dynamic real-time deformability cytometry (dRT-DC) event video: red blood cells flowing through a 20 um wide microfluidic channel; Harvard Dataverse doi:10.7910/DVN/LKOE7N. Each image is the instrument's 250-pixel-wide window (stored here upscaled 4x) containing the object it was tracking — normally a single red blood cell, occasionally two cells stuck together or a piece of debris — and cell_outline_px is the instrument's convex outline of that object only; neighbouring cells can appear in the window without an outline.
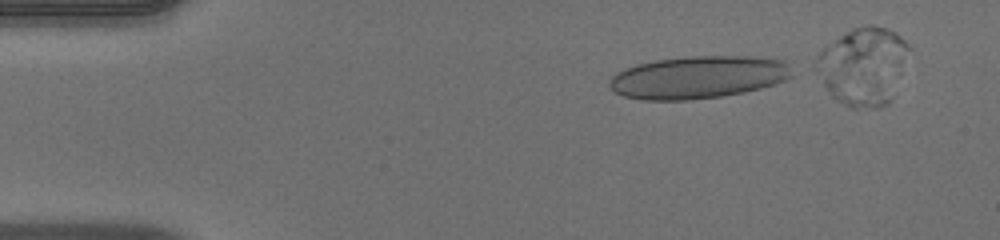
{"species": "human", "species_latin": "Homo sapiens", "temperature_condition": "warm", "stored_images_in_passage": 38, "segment_of_instrument_passage": [1, 2], "camera_frame_rate_fps": 3000, "um_per_image_px": 0.085, "donor": {"sex": "male"}, "frame": {"image": 1, "passage_image": 1, "time_ms": 0.0, "image_size_px": [1000, 240], "cell_outline_px": [[792, 76], [776, 84], [744, 92], [720, 96], [688, 100], [644, 100], [624, 96], [616, 92], [608, 84], [608, 80], [616, 72], [624, 68], [636, 64], [656, 60], [688, 56], [752, 56], [784, 60]], "centroid_in_image_um": [59.31, 6.56], "position_along_channel_um": 25.7, "area_um2": 45.26}}
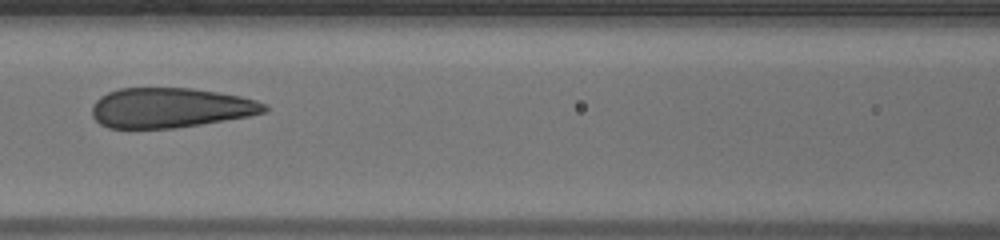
{"frame": {"image": 2, "passage_image": 16, "time_ms": 5.0, "image_size_px": [1000, 240], "cell_outline_px": [[268, 108], [264, 112], [248, 116], [176, 128], [108, 128], [100, 124], [92, 116], [92, 104], [100, 96], [108, 92], [120, 88], [192, 88], [220, 92], [240, 96], [256, 100], [268, 104]], "centroid_in_image_um": [14.46, 9.15], "position_along_channel_um": 152.1, "area_um2": 40.17}}
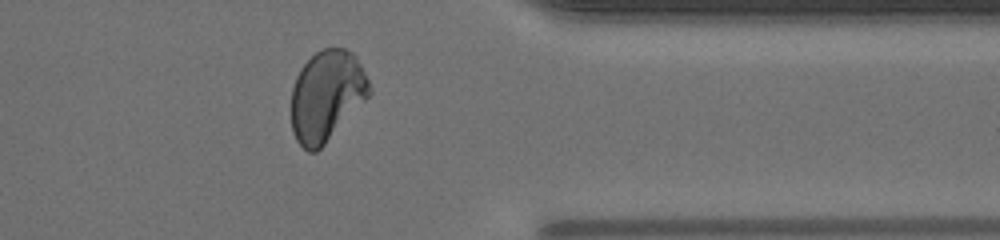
{"frame": {"image": 3, "passage_image": 34, "time_ms": 11.0, "image_size_px": [1000, 240], "cell_outline_px": [[372, 92], [324, 144], [316, 152], [308, 152], [296, 140], [292, 132], [292, 88], [296, 76], [300, 68], [320, 48], [344, 48], [352, 52], [356, 56], [368, 80]], "centroid_in_image_um": [27.75, 8.12], "position_along_channel_um": 383.7, "area_um2": 40.86}}